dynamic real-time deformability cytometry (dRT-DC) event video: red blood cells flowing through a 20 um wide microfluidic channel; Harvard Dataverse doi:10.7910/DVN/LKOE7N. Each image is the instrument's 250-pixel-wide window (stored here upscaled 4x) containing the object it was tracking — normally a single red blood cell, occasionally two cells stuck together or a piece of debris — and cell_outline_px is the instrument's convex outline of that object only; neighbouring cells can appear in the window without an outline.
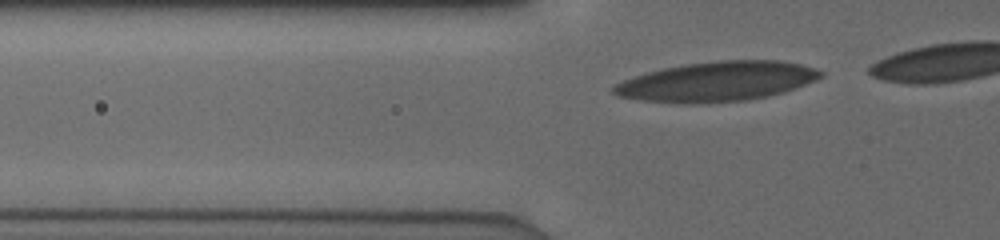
{"species": "human", "species_latin": "Homo sapiens", "temperature_condition": "cold", "stored_images_in_passage": 15, "camera_frame_rate_fps": 3000, "um_per_image_px": 0.085, "donor": {"sex": "male"}, "frame": {"image": 1, "passage_image": 8, "time_ms": 2.333, "image_size_px": [1000, 240], "cell_outline_px": [[824, 72], [816, 80], [780, 92], [764, 96], [744, 100], [696, 104], [676, 104], [644, 100], [616, 96], [612, 92], [612, 88], [616, 84], [624, 80], [648, 72], [664, 68], [684, 64], [716, 60], [780, 60], [800, 64]], "centroid_in_image_um": [60.88, 6.93], "position_along_channel_um": 64.9, "area_um2": 47.45}}
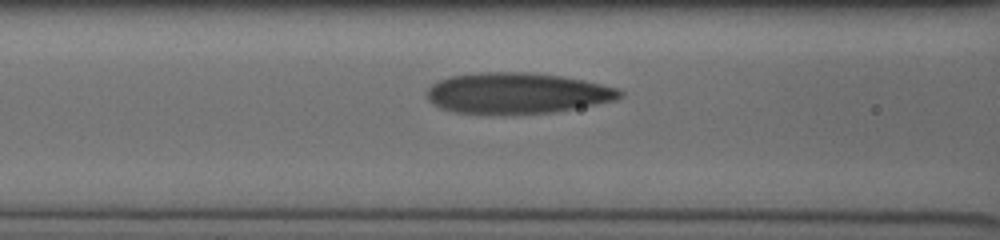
{"frame": {"image": 2, "passage_image": 13, "time_ms": 4.0, "image_size_px": [1000, 240], "cell_outline_px": [[624, 96], [616, 100], [596, 104], [552, 112], [456, 112], [440, 108], [432, 104], [428, 100], [428, 88], [432, 84], [448, 76], [476, 72], [528, 72], [564, 76], [584, 80], [616, 88], [624, 92]], "centroid_in_image_um": [43.96, 7.88], "position_along_channel_um": 122.6, "area_um2": 45.32}}